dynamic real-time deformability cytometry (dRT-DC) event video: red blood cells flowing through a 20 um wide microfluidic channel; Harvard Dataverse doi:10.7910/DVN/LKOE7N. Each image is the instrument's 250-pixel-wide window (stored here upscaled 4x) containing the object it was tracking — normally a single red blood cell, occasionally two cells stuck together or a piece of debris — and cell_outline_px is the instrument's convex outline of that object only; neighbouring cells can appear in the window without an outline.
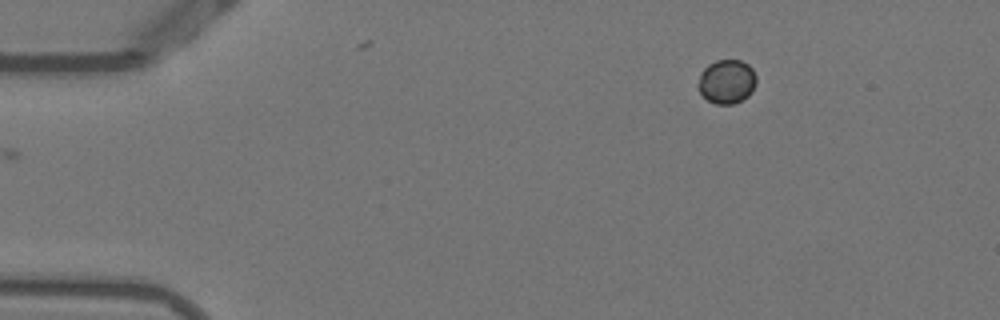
{"species": "Egyptian fruit bat (a non-hibernating species)", "species_latin": "Rousettus aegyptiacus", "temperature_condition": "warm", "stored_images_in_passage": 3, "camera_frame_rate_fps": 3000, "um_per_image_px": 0.085, "animal": {"sex": "female"}, "frame": {"image": 1, "passage_image": 1, "time_ms": 0.0, "image_size_px": [1000, 320], "cell_outline_px": [[756, 84], [752, 92], [748, 96], [732, 104], [716, 104], [708, 100], [700, 92], [700, 72], [708, 64], [716, 60], [740, 60], [748, 64], [752, 68], [756, 76]], "centroid_in_image_um": [61.8, 6.92], "position_along_channel_um": 23.2, "area_um2": 14.8}}